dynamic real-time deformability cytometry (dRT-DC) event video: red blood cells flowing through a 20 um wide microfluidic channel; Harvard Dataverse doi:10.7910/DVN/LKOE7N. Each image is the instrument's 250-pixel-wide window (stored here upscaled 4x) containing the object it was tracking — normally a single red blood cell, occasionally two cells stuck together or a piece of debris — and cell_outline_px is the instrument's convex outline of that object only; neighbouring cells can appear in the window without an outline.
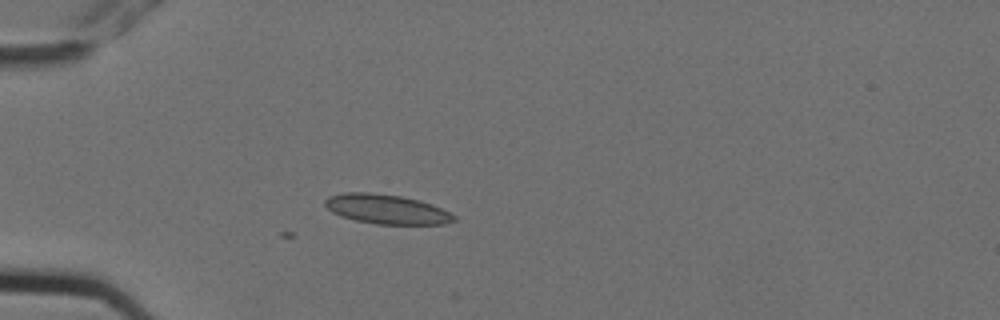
{"species": "Egyptian fruit bat (a non-hibernating species)", "species_latin": "Rousettus aegyptiacus", "temperature_condition": "cold", "stored_images_in_passage": 7, "camera_frame_rate_fps": 3000, "um_per_image_px": 0.085, "animal": {"sex": "female"}, "frame": {"image": 1, "passage_image": 4, "time_ms": 1.0, "image_size_px": [1000, 320], "cell_outline_px": [[456, 220], [444, 224], [376, 224], [356, 220], [340, 216], [332, 212], [324, 204], [324, 200], [328, 196], [344, 192], [368, 192], [400, 196], [432, 204], [456, 216]], "centroid_in_image_um": [32.82, 17.78], "position_along_channel_um": 52.2, "area_um2": 22.02}}
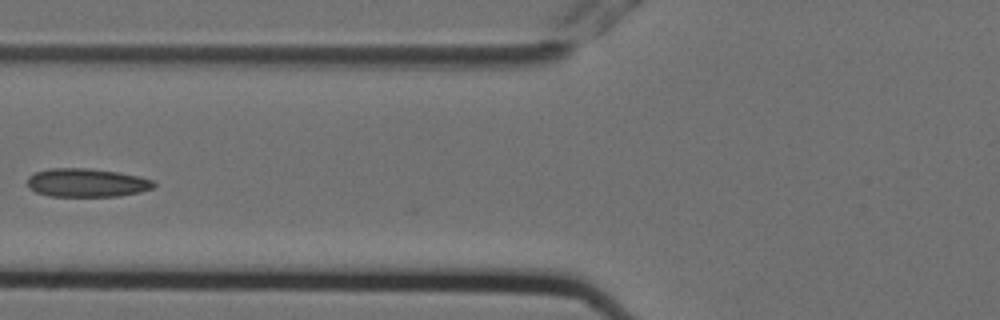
{"frame": {"image": 2, "passage_image": 6, "time_ms": 1.667, "image_size_px": [1000, 320], "cell_outline_px": [[156, 184], [152, 188], [140, 192], [120, 196], [48, 196], [36, 192], [28, 188], [28, 176], [36, 172], [48, 168], [88, 168], [116, 172], [140, 176], [156, 180]], "centroid_in_image_um": [7.38, 15.53], "position_along_channel_um": 118.4, "area_um2": 21.15}}
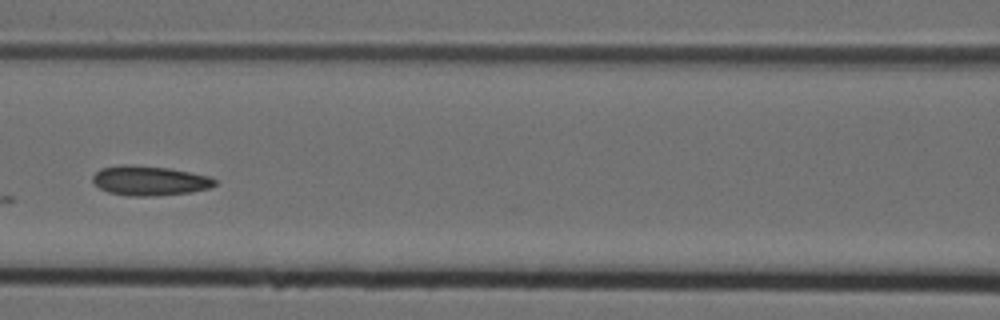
{"frame": {"image": 3, "passage_image": 7, "time_ms": 2.0, "image_size_px": [1000, 320], "cell_outline_px": [[216, 184], [208, 188], [192, 192], [152, 196], [128, 196], [108, 192], [100, 188], [92, 180], [92, 176], [100, 168], [120, 164], [128, 164], [168, 168], [212, 176], [216, 180]], "centroid_in_image_um": [12.71, 15.35], "position_along_channel_um": 153.9, "area_um2": 21.21}}